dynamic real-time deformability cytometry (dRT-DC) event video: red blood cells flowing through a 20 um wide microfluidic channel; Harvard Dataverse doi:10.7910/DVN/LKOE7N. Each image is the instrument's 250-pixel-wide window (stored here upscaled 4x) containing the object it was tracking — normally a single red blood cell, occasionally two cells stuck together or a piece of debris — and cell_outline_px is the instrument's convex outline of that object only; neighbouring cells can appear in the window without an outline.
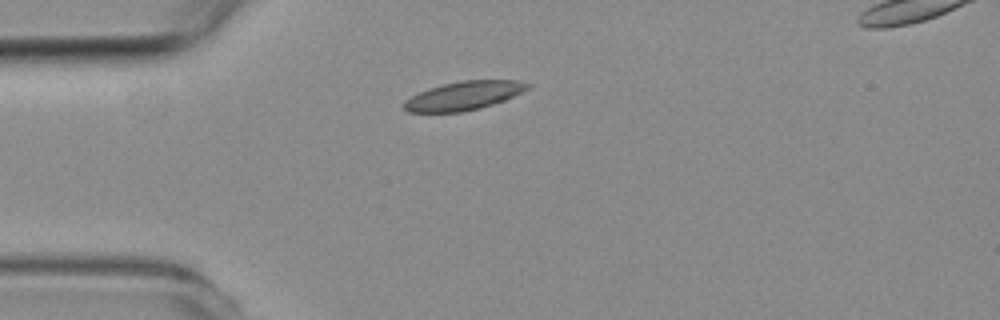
{"species": "common noctule bat (a hibernating species)", "species_latin": "Nyctalus noctula", "temperature_condition": "room temperature", "stored_images_in_passage": 2, "camera_frame_rate_fps": 3000, "um_per_image_px": 0.085, "animal": {"sex": "female", "body_mass_g": 19.3, "forearm_length_mm": 54.1}, "frame": {"image": 1, "passage_image": 1, "time_ms": 0.0, "image_size_px": [1000, 320], "cell_outline_px": [[532, 84], [528, 88], [504, 100], [480, 108], [460, 112], [408, 112], [404, 108], [404, 100], [428, 88], [460, 80], [516, 80]], "centroid_in_image_um": [39.4, 8.13], "position_along_channel_um": 45.6, "area_um2": 20.4}}